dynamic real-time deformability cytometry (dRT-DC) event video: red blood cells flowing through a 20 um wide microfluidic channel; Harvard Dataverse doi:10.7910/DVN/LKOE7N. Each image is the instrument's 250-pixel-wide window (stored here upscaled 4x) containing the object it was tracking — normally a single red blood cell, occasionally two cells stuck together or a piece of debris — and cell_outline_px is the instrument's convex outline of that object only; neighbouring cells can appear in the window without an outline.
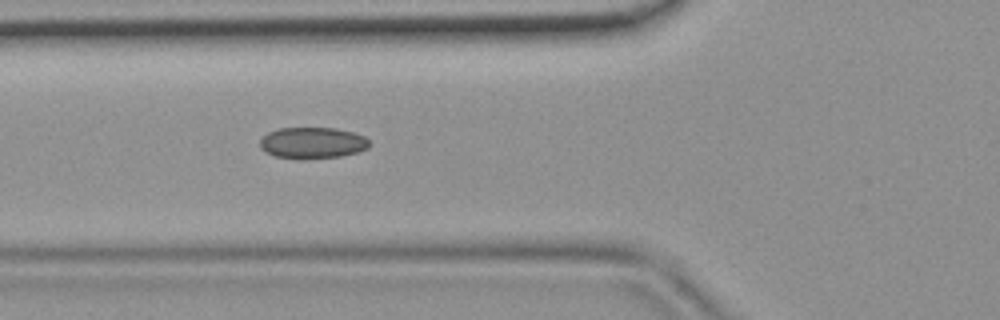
{"species": "common noctule bat (a hibernating species)", "species_latin": "Nyctalus noctula", "temperature_condition": "room temperature", "stored_images_in_passage": 36, "camera_frame_rate_fps": 3000, "um_per_image_px": 0.085, "animal": {"sex": "female", "body_mass_g": 19.9}, "frame": {"image": 1, "passage_image": 7, "time_ms": 2.0, "image_size_px": [1000, 320], "cell_outline_px": [[368, 148], [356, 152], [340, 156], [304, 160], [276, 156], [260, 148], [260, 140], [268, 132], [280, 128], [336, 128], [352, 132], [364, 136], [368, 140]], "centroid_in_image_um": [26.55, 12.15], "position_along_channel_um": 99.3, "area_um2": 19.88}}
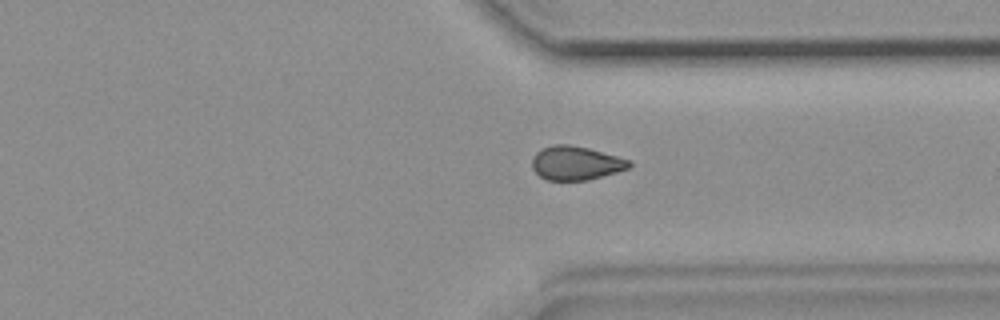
{"frame": {"image": 2, "passage_image": 25, "time_ms": 8.0, "image_size_px": [1000, 320], "cell_outline_px": [[632, 164], [628, 168], [616, 172], [588, 180], [548, 180], [540, 176], [532, 168], [532, 160], [536, 152], [544, 148], [556, 144], [568, 144], [588, 148], [616, 156], [628, 160]], "centroid_in_image_um": [48.92, 13.86], "position_along_channel_um": 362.5, "area_um2": 18.84}}
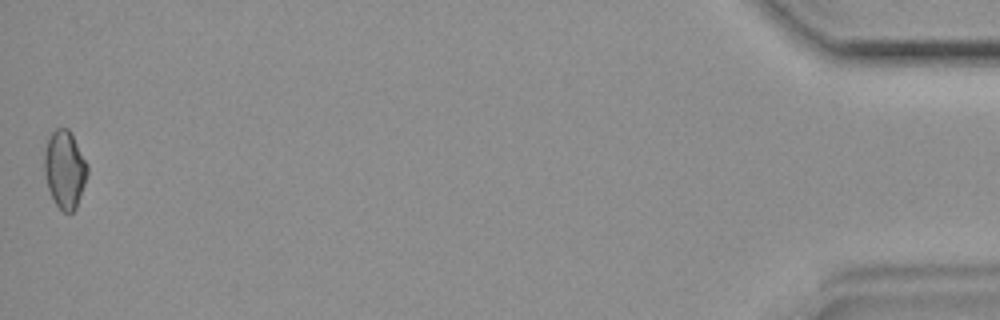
{"frame": {"image": 3, "passage_image": 36, "time_ms": 11.667, "image_size_px": [1000, 320], "cell_outline_px": [[88, 172], [76, 208], [72, 212], [64, 212], [56, 204], [48, 188], [44, 172], [44, 152], [48, 140], [52, 132], [56, 128], [68, 128], [88, 164]], "centroid_in_image_um": [5.5, 14.39], "position_along_channel_um": 429.7, "area_um2": 19.25}}